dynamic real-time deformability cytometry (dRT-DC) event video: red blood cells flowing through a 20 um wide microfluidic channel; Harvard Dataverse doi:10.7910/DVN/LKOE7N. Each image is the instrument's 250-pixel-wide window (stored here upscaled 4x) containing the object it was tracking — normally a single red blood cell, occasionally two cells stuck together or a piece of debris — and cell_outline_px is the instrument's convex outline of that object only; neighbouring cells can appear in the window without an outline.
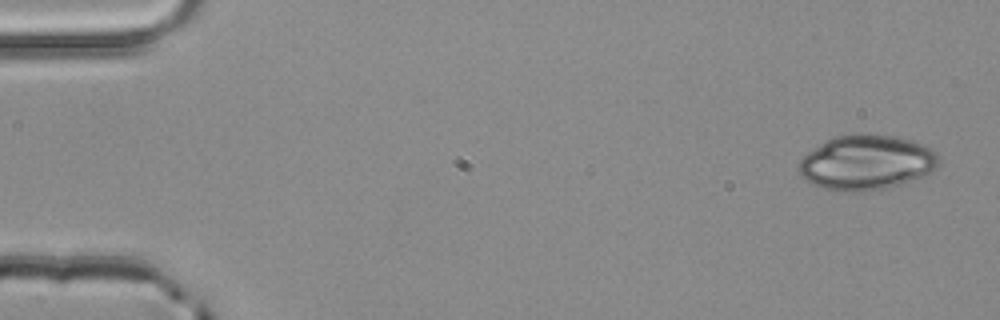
{"species": "common noctule bat (a hibernating species)", "species_latin": "Nyctalus noctula", "temperature_condition": "room temperature", "stored_images_in_passage": 3, "camera_frame_rate_fps": 3000, "um_per_image_px": 0.085, "animal": {"sex": "male", "body_mass_g": 20.4}, "frame": {"image": 1, "passage_image": 1, "time_ms": 0.0, "image_size_px": [1000, 320], "cell_outline_px": [[940, 160], [936, 168], [920, 176], [900, 184], [888, 188], [856, 192], [836, 192], [812, 184], [804, 180], [800, 176], [800, 160], [808, 152], [832, 136], [852, 132], [860, 132], [892, 136], [912, 140], [932, 148], [940, 156]], "centroid_in_image_um": [73.63, 13.79], "position_along_channel_um": 11.4, "area_um2": 45.2}}